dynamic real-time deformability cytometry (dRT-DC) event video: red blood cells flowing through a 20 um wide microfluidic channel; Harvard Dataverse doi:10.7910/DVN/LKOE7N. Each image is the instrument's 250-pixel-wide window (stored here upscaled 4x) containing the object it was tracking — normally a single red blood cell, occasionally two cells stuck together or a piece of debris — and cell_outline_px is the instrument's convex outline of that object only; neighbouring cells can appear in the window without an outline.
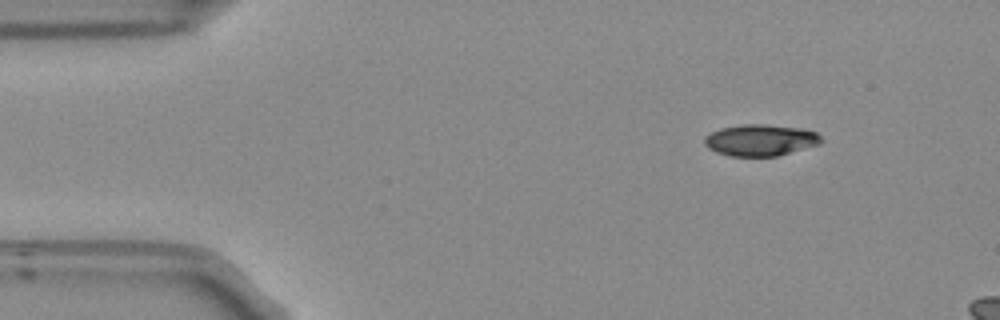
{"species": "Egyptian fruit bat (a non-hibernating species)", "species_latin": "Rousettus aegyptiacus", "temperature_condition": "room temperature", "stored_images_in_passage": 8, "camera_frame_rate_fps": 3000, "um_per_image_px": 0.085, "frame": {"image": 1, "passage_image": 1, "time_ms": 0.0, "image_size_px": [1000, 320], "cell_outline_px": [[824, 140], [820, 144], [776, 156], [732, 156], [716, 152], [708, 148], [704, 144], [704, 136], [720, 128], [744, 124], [764, 124], [800, 128], [816, 132]], "centroid_in_image_um": [64.63, 11.91], "position_along_channel_um": 20.4, "area_um2": 21.39}}